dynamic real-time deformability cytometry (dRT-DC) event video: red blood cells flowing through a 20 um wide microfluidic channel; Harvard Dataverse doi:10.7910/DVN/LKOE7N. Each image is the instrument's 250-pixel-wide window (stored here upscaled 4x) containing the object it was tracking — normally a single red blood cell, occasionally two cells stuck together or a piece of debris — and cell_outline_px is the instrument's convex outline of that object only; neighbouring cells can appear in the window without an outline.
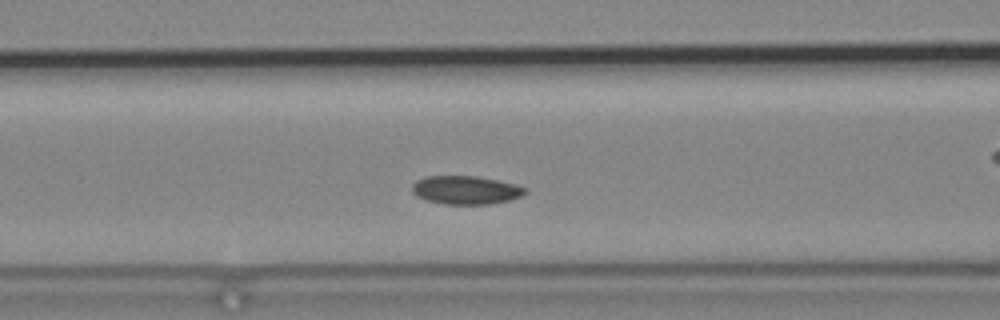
{"species": "common noctule bat (a hibernating species)", "species_latin": "Nyctalus noctula", "temperature_condition": "cold", "stored_images_in_passage": 20, "camera_frame_rate_fps": 3000, "um_per_image_px": 0.085, "animal": {"sex": "male", "body_mass_g": 19.2, "forearm_length_mm": 51.8}, "frame": {"image": 1, "passage_image": 11, "time_ms": 3.333, "image_size_px": [1000, 320], "cell_outline_px": [[528, 192], [512, 200], [488, 204], [444, 204], [424, 200], [416, 196], [412, 192], [412, 184], [416, 180], [424, 176], [476, 176], [516, 184], [528, 188]], "centroid_in_image_um": [39.58, 16.15], "position_along_channel_um": 127.0, "area_um2": 18.96}}
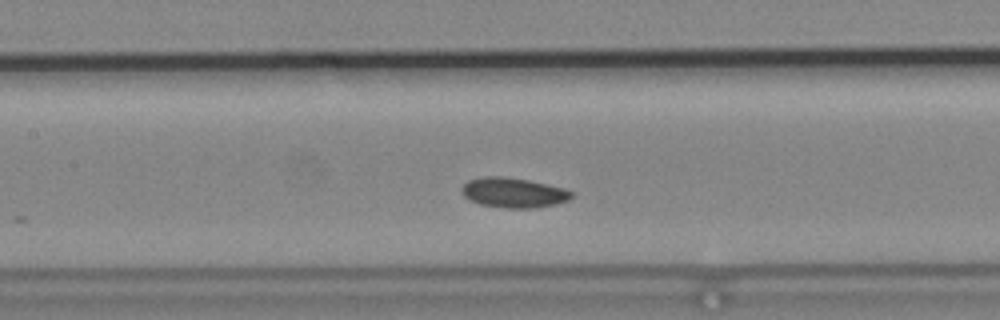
{"frame": {"image": 2, "passage_image": 14, "time_ms": 4.333, "image_size_px": [1000, 320], "cell_outline_px": [[572, 196], [568, 200], [556, 204], [536, 208], [504, 208], [480, 204], [468, 200], [464, 196], [460, 188], [468, 180], [484, 176], [504, 176], [528, 180], [548, 184], [564, 188], [572, 192]], "centroid_in_image_um": [43.62, 16.37], "position_along_channel_um": 163.8, "area_um2": 19.31}}